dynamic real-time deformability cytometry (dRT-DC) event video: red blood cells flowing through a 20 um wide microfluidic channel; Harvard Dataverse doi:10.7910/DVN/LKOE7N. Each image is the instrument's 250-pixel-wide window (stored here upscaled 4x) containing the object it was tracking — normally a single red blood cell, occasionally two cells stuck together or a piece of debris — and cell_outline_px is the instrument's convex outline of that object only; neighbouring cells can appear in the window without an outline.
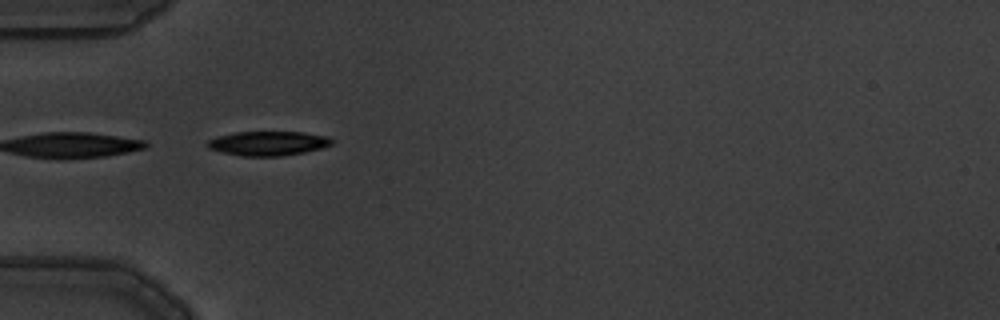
{"species": "common noctule bat (a hibernating species)", "species_latin": "Nyctalus noctula", "temperature_condition": "warm", "stored_images_in_passage": 2, "camera_frame_rate_fps": 3000, "um_per_image_px": 0.085, "animal": {"sex": "male", "body_mass_g": 19.5, "forearm_length_mm": 54.6}, "frame": {"image": 1, "passage_image": 1, "time_ms": 0.0, "image_size_px": [1000, 320], "cell_outline_px": [[332, 144], [320, 148], [304, 152], [280, 156], [240, 156], [208, 148], [204, 144], [208, 140], [220, 136], [236, 132], [304, 132], [328, 136], [332, 140]], "centroid_in_image_um": [22.78, 12.18], "position_along_channel_um": 62.2, "area_um2": 17.51}}